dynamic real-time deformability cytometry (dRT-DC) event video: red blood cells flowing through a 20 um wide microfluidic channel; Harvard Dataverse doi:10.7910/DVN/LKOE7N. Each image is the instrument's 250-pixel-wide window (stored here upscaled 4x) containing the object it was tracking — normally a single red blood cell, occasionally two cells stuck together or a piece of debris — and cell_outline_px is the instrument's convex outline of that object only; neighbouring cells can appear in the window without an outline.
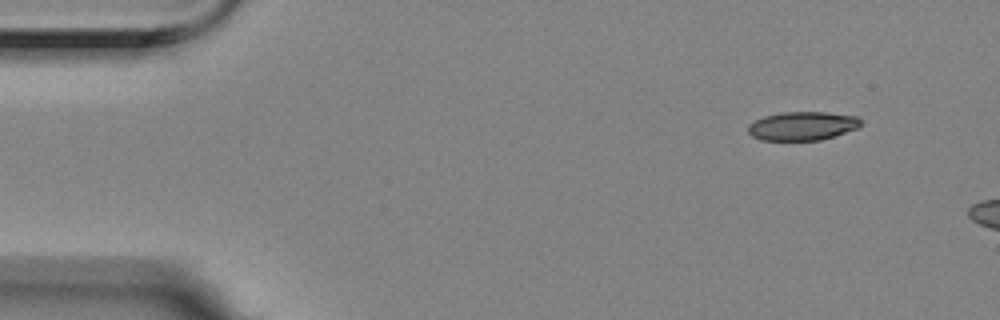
{"species": "Egyptian fruit bat (a non-hibernating species)", "species_latin": "Rousettus aegyptiacus", "temperature_condition": "room temperature", "stored_images_in_passage": 3, "camera_frame_rate_fps": 3000, "um_per_image_px": 0.085, "animal": {"sex": "female"}, "frame": {"image": 1, "passage_image": 1, "time_ms": 0.0, "image_size_px": [1000, 320], "cell_outline_px": [[860, 128], [820, 140], [760, 140], [752, 136], [748, 132], [748, 124], [764, 116], [780, 112], [828, 112], [856, 116], [860, 120]], "centroid_in_image_um": [68.2, 10.7], "position_along_channel_um": 16.8, "area_um2": 18.9}}